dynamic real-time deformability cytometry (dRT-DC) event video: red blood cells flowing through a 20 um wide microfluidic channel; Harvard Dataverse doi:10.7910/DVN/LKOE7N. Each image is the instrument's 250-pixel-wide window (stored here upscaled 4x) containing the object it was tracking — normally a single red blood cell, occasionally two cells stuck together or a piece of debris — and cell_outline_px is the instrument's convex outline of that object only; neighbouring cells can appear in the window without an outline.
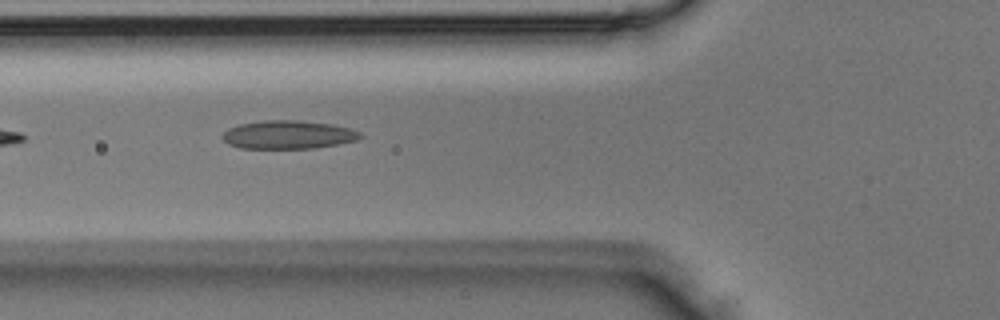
{"species": "Egyptian fruit bat (a non-hibernating species)", "species_latin": "Rousettus aegyptiacus", "temperature_condition": "room temperature", "stored_images_in_passage": 5, "camera_frame_rate_fps": 3000, "um_per_image_px": 0.085, "animal": {"sex": "male"}, "frame": {"image": 1, "passage_image": 4, "time_ms": 1.0, "image_size_px": [1000, 320], "cell_outline_px": [[364, 136], [356, 140], [316, 148], [240, 148], [228, 144], [220, 136], [228, 128], [240, 124], [264, 120], [296, 120], [332, 124], [348, 128], [360, 132]], "centroid_in_image_um": [24.47, 11.45], "position_along_channel_um": 101.3, "area_um2": 22.72}}
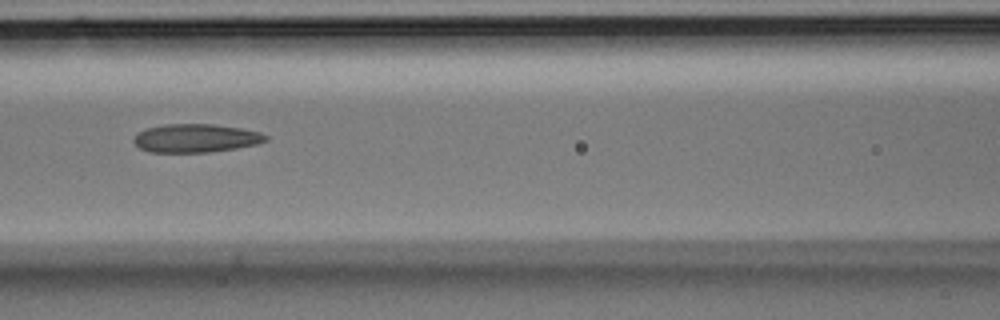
{"frame": {"image": 2, "passage_image": 5, "time_ms": 1.333, "image_size_px": [1000, 320], "cell_outline_px": [[268, 140], [256, 144], [236, 148], [212, 152], [148, 152], [140, 148], [132, 140], [136, 132], [148, 128], [164, 124], [212, 124], [240, 128], [260, 132], [268, 136]], "centroid_in_image_um": [16.62, 11.74], "position_along_channel_um": 150.0, "area_um2": 21.91}}